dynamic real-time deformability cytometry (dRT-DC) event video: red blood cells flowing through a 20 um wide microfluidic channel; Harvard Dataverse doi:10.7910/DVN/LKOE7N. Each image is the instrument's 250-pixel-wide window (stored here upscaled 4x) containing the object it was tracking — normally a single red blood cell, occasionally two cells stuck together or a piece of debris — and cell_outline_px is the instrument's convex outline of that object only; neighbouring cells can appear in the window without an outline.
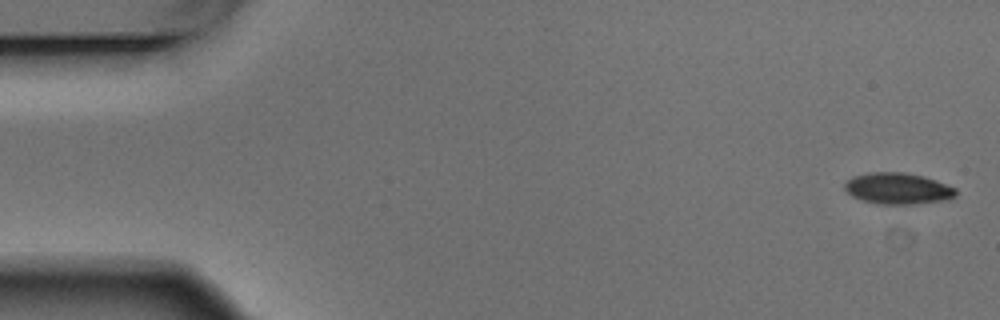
{"species": "Egyptian fruit bat (a non-hibernating species)", "species_latin": "Rousettus aegyptiacus", "temperature_condition": "warm", "stored_images_in_passage": 4, "camera_frame_rate_fps": 3000, "um_per_image_px": 0.085, "animal": {"sex": "male"}, "frame": {"image": 1, "passage_image": 1, "time_ms": 0.0, "image_size_px": [1000, 320], "cell_outline_px": [[956, 196], [948, 200], [916, 204], [876, 204], [860, 200], [852, 196], [844, 188], [844, 184], [852, 176], [872, 172], [904, 172], [924, 176], [936, 180], [956, 188]], "centroid_in_image_um": [76.33, 16.03], "position_along_channel_um": 8.7, "area_um2": 20.52}}
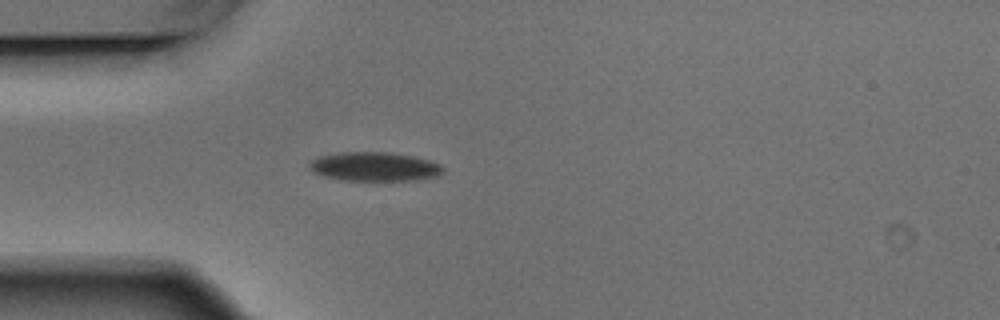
{"frame": {"image": 2, "passage_image": 4, "time_ms": 1.0, "image_size_px": [1000, 320], "cell_outline_px": [[444, 172], [436, 176], [412, 180], [340, 180], [324, 176], [312, 172], [308, 168], [308, 164], [316, 156], [340, 152], [392, 152], [412, 156], [428, 160], [440, 164], [444, 168]], "centroid_in_image_um": [31.78, 14.15], "position_along_channel_um": 53.2, "area_um2": 22.72}}